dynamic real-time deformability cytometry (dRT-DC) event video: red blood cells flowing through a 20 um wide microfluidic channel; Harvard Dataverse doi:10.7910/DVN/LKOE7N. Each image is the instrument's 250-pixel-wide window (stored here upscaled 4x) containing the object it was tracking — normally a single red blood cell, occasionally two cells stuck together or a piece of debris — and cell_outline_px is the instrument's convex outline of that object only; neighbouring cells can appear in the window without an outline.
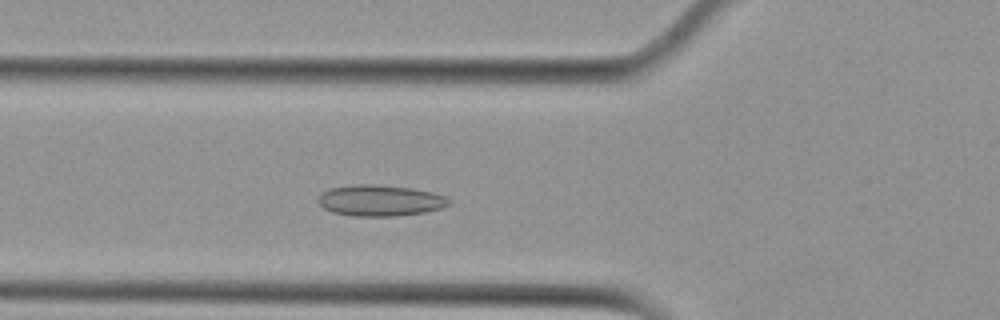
{"species": "Egyptian fruit bat (a non-hibernating species)", "species_latin": "Rousettus aegyptiacus", "temperature_condition": "cold", "stored_images_in_passage": 39, "camera_frame_rate_fps": 3000, "um_per_image_px": 0.085, "animal": {"sex": "female"}, "frame": {"image": 1, "passage_image": 7, "time_ms": 2.0, "image_size_px": [1000, 320], "cell_outline_px": [[452, 204], [440, 208], [424, 212], [396, 216], [352, 216], [332, 212], [324, 208], [320, 204], [320, 196], [328, 188], [352, 184], [372, 184], [412, 188], [432, 192], [444, 196], [452, 200]], "centroid_in_image_um": [32.33, 17.04], "position_along_channel_um": 93.5, "area_um2": 23.7}}
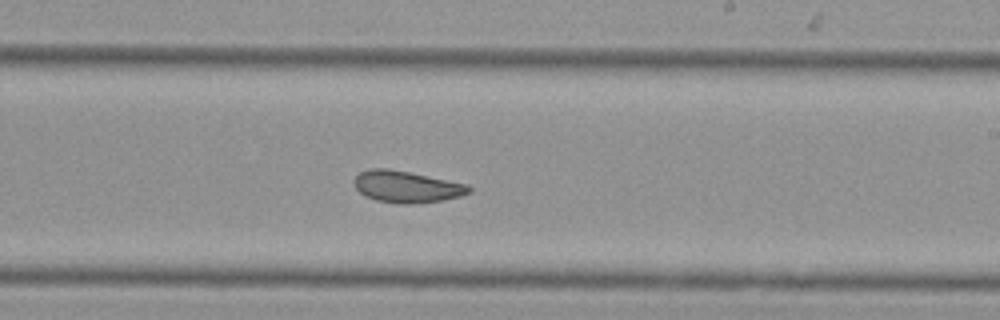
{"frame": {"image": 2, "passage_image": 20, "time_ms": 6.333, "image_size_px": [1000, 320], "cell_outline_px": [[472, 192], [460, 196], [440, 200], [412, 204], [396, 204], [376, 200], [360, 192], [356, 188], [356, 176], [360, 172], [368, 168], [388, 168], [468, 184], [472, 188]], "centroid_in_image_um": [34.59, 15.87], "position_along_channel_um": 254.4, "area_um2": 20.98}}
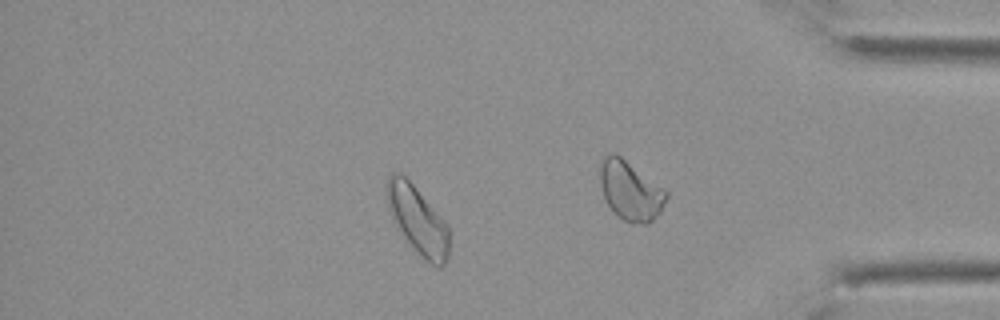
{"frame": {"image": 3, "passage_image": 31, "time_ms": 10.0, "image_size_px": [1000, 320], "cell_outline_px": [[448, 260], [440, 268], [432, 264], [396, 228], [388, 208], [384, 192], [388, 176], [392, 172], [400, 172], [412, 184], [448, 224]], "centroid_in_image_um": [35.46, 18.64], "position_along_channel_um": 399.7, "area_um2": 24.22}, "authors_computed_cell_mechanics": {"area_um2": 21.7906, "velocity_mm_per_s": 3.7285, "shape_relaxation_time_tau1_ms": null, "shape_relaxation_time_tau2_ms": 2.7866, "deformation_change_tau1": null, "deformation_change_tau2": 0.0713}}